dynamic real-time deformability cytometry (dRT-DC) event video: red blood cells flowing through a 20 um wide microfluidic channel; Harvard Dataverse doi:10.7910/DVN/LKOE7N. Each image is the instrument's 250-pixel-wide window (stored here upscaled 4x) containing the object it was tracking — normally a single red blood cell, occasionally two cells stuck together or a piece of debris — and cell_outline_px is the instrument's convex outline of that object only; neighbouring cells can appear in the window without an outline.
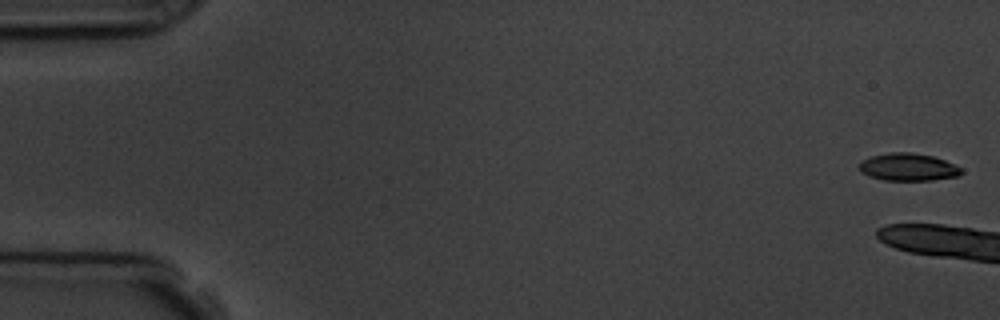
{"species": "common noctule bat (a hibernating species)", "species_latin": "Nyctalus noctula", "temperature_condition": "room temperature", "stored_images_in_passage": 5, "camera_frame_rate_fps": 3000, "um_per_image_px": 0.085, "animal": {"sex": "male", "body_mass_g": 19.5, "forearm_length_mm": 54.6}, "frame": {"image": 1, "passage_image": 1, "time_ms": 0.0, "image_size_px": [1000, 320], "cell_outline_px": [[964, 172], [956, 176], [932, 180], [884, 180], [868, 176], [860, 172], [860, 164], [864, 160], [872, 156], [888, 152], [912, 152], [932, 156], [956, 164]], "centroid_in_image_um": [77.2, 14.2], "position_along_channel_um": 7.8, "area_um2": 16.3}}